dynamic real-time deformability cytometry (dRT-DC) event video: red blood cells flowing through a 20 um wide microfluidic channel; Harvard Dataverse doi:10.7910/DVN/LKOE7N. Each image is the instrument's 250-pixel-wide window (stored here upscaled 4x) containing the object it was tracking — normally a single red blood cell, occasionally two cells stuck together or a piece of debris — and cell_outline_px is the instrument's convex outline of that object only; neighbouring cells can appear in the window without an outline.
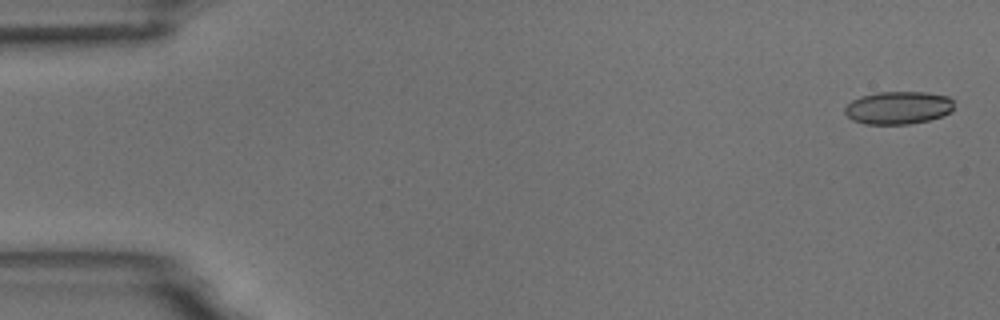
{"species": "common noctule bat (a hibernating species)", "species_latin": "Nyctalus noctula", "temperature_condition": "room temperature", "stored_images_in_passage": 4, "camera_frame_rate_fps": 3000, "um_per_image_px": 0.085, "animal": {"sex": "male", "body_mass_g": 18.8}, "frame": {"image": 1, "passage_image": 1, "time_ms": 0.0, "image_size_px": [1000, 320], "cell_outline_px": [[952, 112], [944, 116], [928, 120], [908, 124], [864, 124], [852, 120], [844, 112], [844, 108], [852, 100], [860, 96], [876, 92], [924, 92], [948, 96], [952, 100]], "centroid_in_image_um": [76.34, 9.16], "position_along_channel_um": 8.7, "area_um2": 20.98}}
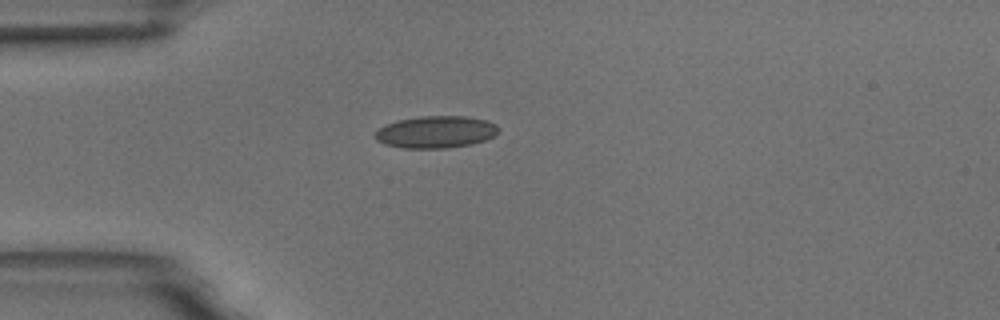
{"frame": {"image": 2, "passage_image": 4, "time_ms": 4.333, "image_size_px": [1000, 320], "cell_outline_px": [[500, 128], [492, 136], [484, 140], [472, 144], [444, 148], [400, 148], [384, 144], [376, 140], [376, 132], [384, 124], [396, 120], [420, 116], [468, 116], [488, 120], [496, 124]], "centroid_in_image_um": [37.03, 11.21], "position_along_channel_um": 48.0, "area_um2": 23.18}}